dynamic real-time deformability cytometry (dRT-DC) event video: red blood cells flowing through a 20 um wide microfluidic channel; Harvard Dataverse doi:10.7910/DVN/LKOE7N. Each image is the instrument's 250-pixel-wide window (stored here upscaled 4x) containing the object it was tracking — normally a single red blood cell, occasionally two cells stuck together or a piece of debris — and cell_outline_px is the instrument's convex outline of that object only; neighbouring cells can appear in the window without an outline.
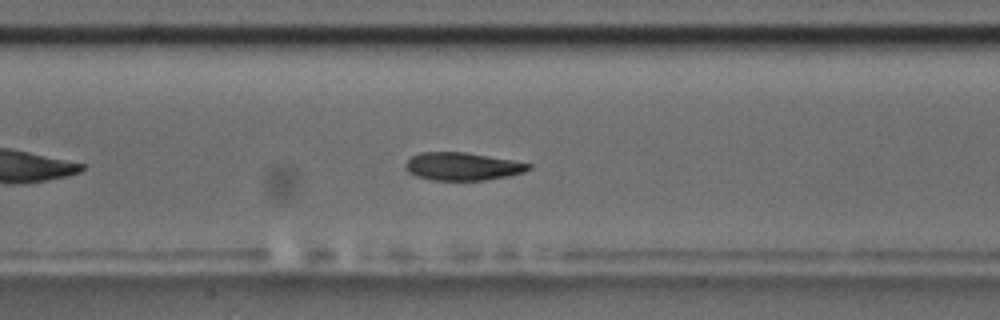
{"species": "common noctule bat (a hibernating species)", "species_latin": "Nyctalus noctula", "temperature_condition": "room temperature", "stored_images_in_passage": 45, "camera_frame_rate_fps": 3000, "um_per_image_px": 0.085, "animal": {"sex": "male", "body_mass_g": 17.5, "forearm_length_mm": 52.3}, "frame": {"image": 1, "passage_image": 14, "time_ms": 4.333, "image_size_px": [1000, 320], "cell_outline_px": [[532, 168], [524, 172], [508, 176], [484, 180], [428, 180], [416, 176], [408, 172], [404, 168], [404, 164], [412, 156], [420, 152], [464, 152], [512, 160], [532, 164]], "centroid_in_image_um": [39.28, 14.15], "position_along_channel_um": 168.1, "area_um2": 20.06}, "authors_computed_cell_mechanics": {"area_um2": 20.8658, "velocity_mm_per_s": 3.6167, "shape_relaxation_time_tau1_ms": 6.2015, "shape_relaxation_time_tau2_ms": 2.9791, "deformation_change_tau1": 0.1615, "deformation_change_tau2": 0.1013}}